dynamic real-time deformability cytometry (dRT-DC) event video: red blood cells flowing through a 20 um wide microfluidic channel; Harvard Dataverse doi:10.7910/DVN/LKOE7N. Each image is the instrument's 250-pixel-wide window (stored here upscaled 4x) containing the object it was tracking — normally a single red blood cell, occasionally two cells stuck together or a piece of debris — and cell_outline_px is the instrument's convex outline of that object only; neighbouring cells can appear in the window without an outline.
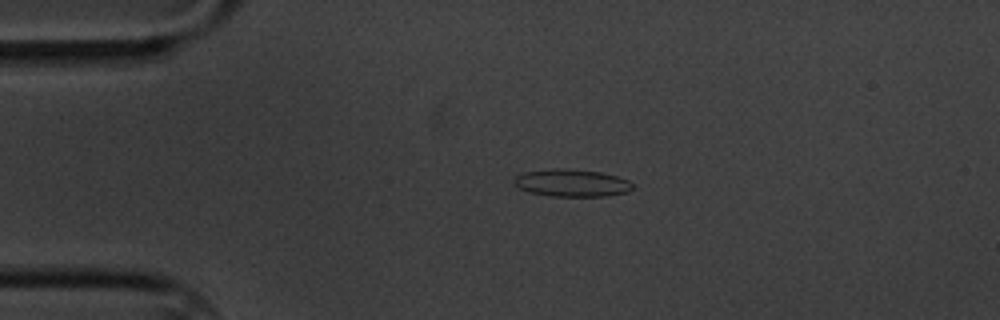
{"species": "common noctule bat (a hibernating species)", "species_latin": "Nyctalus noctula", "temperature_condition": "cold", "stored_images_in_passage": 5, "camera_frame_rate_fps": 3000, "um_per_image_px": 0.085, "animal": {"sex": "male", "body_mass_g": 20.1, "forearm_length_mm": 53.5}, "frame": {"image": 1, "passage_image": 4, "time_ms": 3.333, "image_size_px": [1000, 320], "cell_outline_px": [[632, 188], [628, 192], [608, 196], [552, 196], [528, 192], [512, 184], [512, 180], [516, 176], [524, 172], [552, 168], [564, 168], [600, 172], [616, 176], [628, 180], [632, 184]], "centroid_in_image_um": [48.56, 15.55], "position_along_channel_um": 36.4, "area_um2": 19.02}}